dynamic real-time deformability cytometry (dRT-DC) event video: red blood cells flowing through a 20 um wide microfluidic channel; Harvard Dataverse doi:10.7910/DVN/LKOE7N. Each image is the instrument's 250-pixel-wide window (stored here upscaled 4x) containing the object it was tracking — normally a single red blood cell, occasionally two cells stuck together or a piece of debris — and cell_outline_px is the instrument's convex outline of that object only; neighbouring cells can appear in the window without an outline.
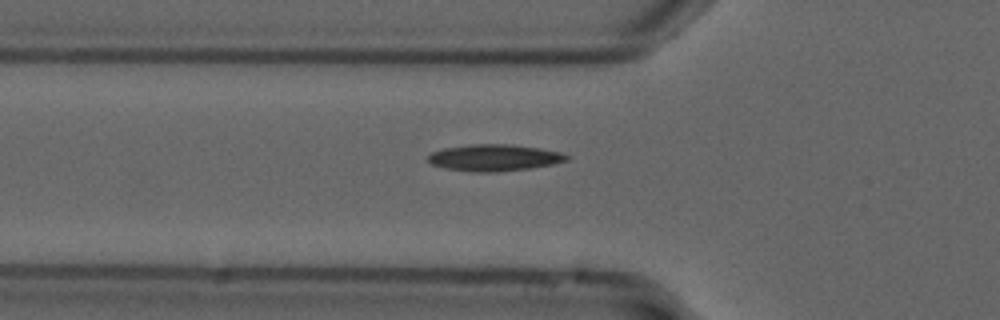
{"species": "common noctule bat (a hibernating species)", "species_latin": "Nyctalus noctula", "temperature_condition": "cold", "stored_images_in_passage": 34, "camera_frame_rate_fps": 3000, "um_per_image_px": 0.085, "animal": {"sex": "male", "forearm_length_mm": 52.5}, "frame": {"image": 1, "passage_image": 3, "time_ms": 0.667, "image_size_px": [1000, 320], "cell_outline_px": [[572, 156], [568, 160], [552, 164], [532, 168], [496, 172], [472, 172], [448, 168], [432, 164], [428, 160], [428, 156], [432, 152], [444, 148], [472, 144], [512, 144], [540, 148], [560, 152]], "centroid_in_image_um": [42.06, 13.4], "position_along_channel_um": 83.7, "area_um2": 21.5}}
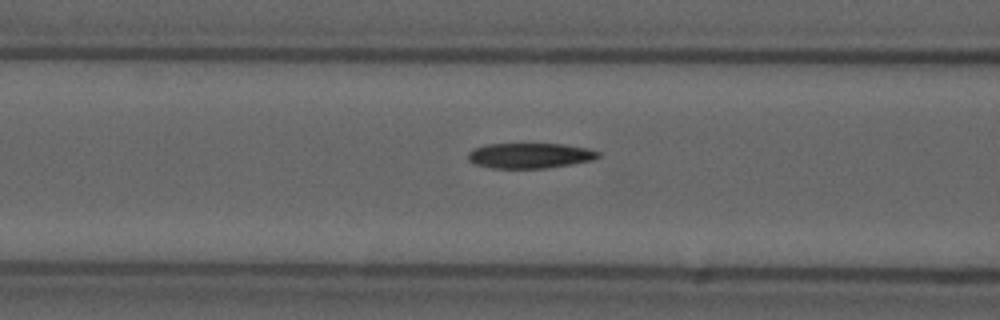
{"frame": {"image": 2, "passage_image": 6, "time_ms": 1.667, "image_size_px": [1000, 320], "cell_outline_px": [[600, 156], [592, 160], [572, 164], [544, 168], [492, 168], [476, 164], [468, 160], [468, 152], [476, 148], [488, 144], [564, 144], [588, 148], [600, 152]], "centroid_in_image_um": [45.07, 13.22], "position_along_channel_um": 121.5, "area_um2": 19.07}}
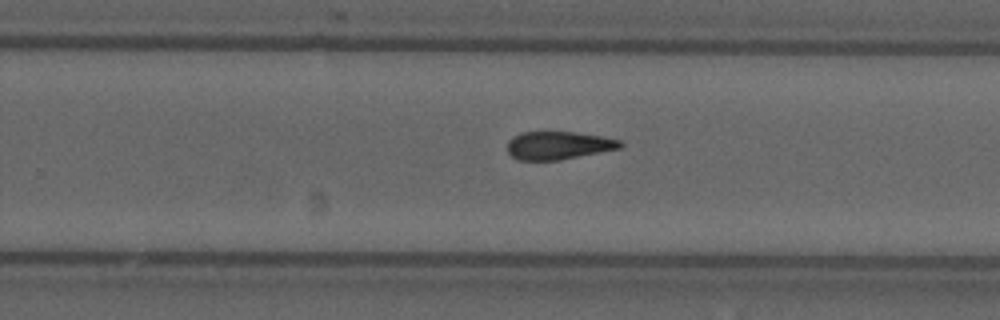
{"frame": {"image": 3, "passage_image": 19, "time_ms": 6.0, "image_size_px": [1000, 320], "cell_outline_px": [[624, 144], [620, 148], [560, 160], [516, 160], [508, 152], [508, 140], [512, 136], [524, 132], [576, 132], [600, 136], [620, 140]], "centroid_in_image_um": [47.44, 12.36], "position_along_channel_um": 282.4, "area_um2": 18.38}, "authors_computed_cell_mechanics": {"area_um2": 19.2763, "velocity_mm_per_s": 3.719, "shape_relaxation_time_tau1_ms": null, "shape_relaxation_time_tau2_ms": 5.7224, "deformation_change_tau1": null, "deformation_change_tau2": 0.1608}}